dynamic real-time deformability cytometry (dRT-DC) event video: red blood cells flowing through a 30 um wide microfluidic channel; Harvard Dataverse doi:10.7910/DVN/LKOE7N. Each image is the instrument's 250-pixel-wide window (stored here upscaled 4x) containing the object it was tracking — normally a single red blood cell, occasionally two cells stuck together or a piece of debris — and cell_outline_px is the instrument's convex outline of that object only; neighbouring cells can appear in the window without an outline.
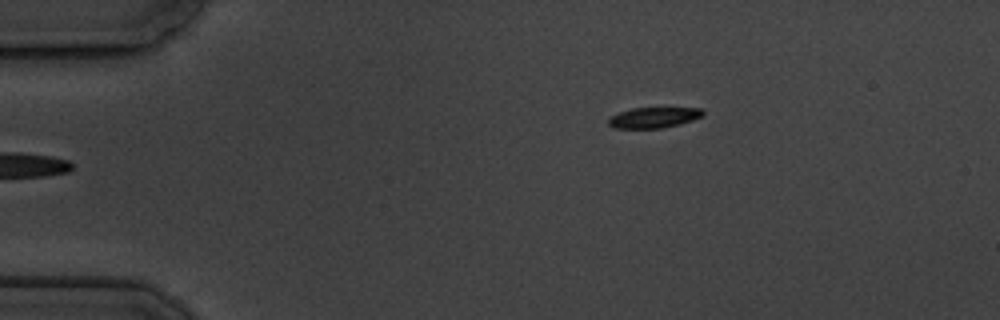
{"species": "common noctule bat (a hibernating species)", "species_latin": "Nyctalus noctula", "temperature_condition": "cold", "stored_images_in_passage": 3, "camera_frame_rate_fps": 3000, "um_per_image_px": 0.085, "animal": {"sex": "male", "body_mass_g": 19.5, "forearm_length_mm": 54.6}, "frame": {"image": 1, "passage_image": 3, "time_ms": 2.333, "image_size_px": [1000, 320], "cell_outline_px": [[704, 116], [680, 124], [660, 128], [616, 128], [608, 124], [608, 120], [612, 116], [620, 112], [632, 108], [700, 108], [704, 112]], "centroid_in_image_um": [55.59, 9.99], "position_along_channel_um": 29.4, "area_um2": 11.21}}